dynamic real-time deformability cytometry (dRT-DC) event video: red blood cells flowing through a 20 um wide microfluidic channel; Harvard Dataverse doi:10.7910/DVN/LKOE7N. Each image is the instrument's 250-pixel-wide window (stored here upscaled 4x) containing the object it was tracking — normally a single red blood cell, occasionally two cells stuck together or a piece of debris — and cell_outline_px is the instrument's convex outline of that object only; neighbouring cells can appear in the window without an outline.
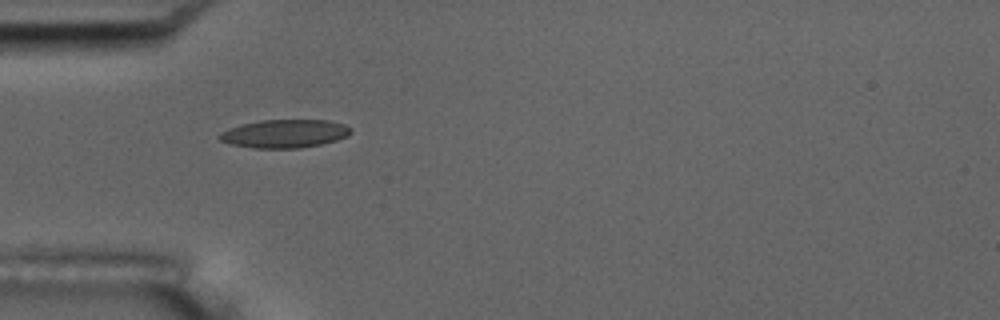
{"species": "common noctule bat (a hibernating species)", "species_latin": "Nyctalus noctula", "temperature_condition": "room temperature", "stored_images_in_passage": 39, "camera_frame_rate_fps": 3000, "um_per_image_px": 0.085, "animal": {"sex": "male", "body_mass_g": 17.5, "forearm_length_mm": 52.3}, "frame": {"image": 1, "passage_image": 1, "time_ms": 0.0, "image_size_px": [1000, 320], "cell_outline_px": [[352, 132], [348, 136], [336, 140], [320, 144], [300, 148], [252, 148], [232, 144], [220, 140], [216, 136], [220, 132], [228, 128], [260, 120], [328, 120], [344, 124], [352, 128]], "centroid_in_image_um": [24.2, 11.36], "position_along_channel_um": 60.8, "area_um2": 21.68}}
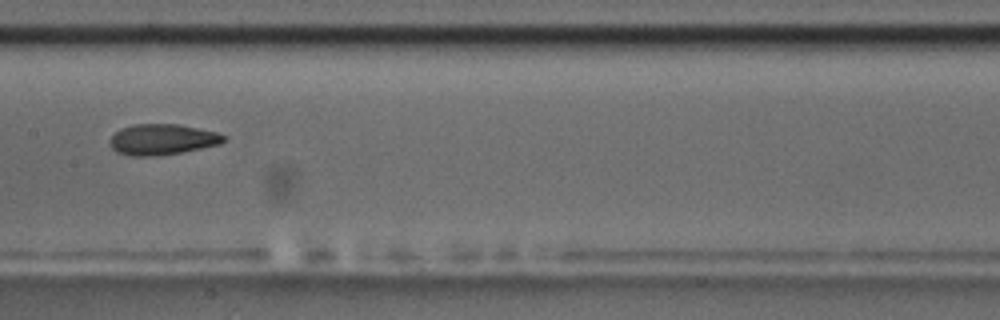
{"frame": {"image": 2, "passage_image": 12, "time_ms": 3.667, "image_size_px": [1000, 320], "cell_outline_px": [[228, 140], [220, 144], [180, 152], [156, 156], [128, 156], [116, 152], [112, 148], [108, 140], [120, 128], [132, 124], [180, 124], [216, 132], [228, 136]], "centroid_in_image_um": [13.79, 11.85], "position_along_channel_um": 193.6, "area_um2": 20.63}, "authors_computed_cell_mechanics": {"area_um2": 20.519, "velocity_mm_per_s": 3.689, "shape_relaxation_time_tau1_ms": 4.9768, "shape_relaxation_time_tau2_ms": 2.4584, "deformation_change_tau1": 0.1331, "deformation_change_tau2": 0.0864}}